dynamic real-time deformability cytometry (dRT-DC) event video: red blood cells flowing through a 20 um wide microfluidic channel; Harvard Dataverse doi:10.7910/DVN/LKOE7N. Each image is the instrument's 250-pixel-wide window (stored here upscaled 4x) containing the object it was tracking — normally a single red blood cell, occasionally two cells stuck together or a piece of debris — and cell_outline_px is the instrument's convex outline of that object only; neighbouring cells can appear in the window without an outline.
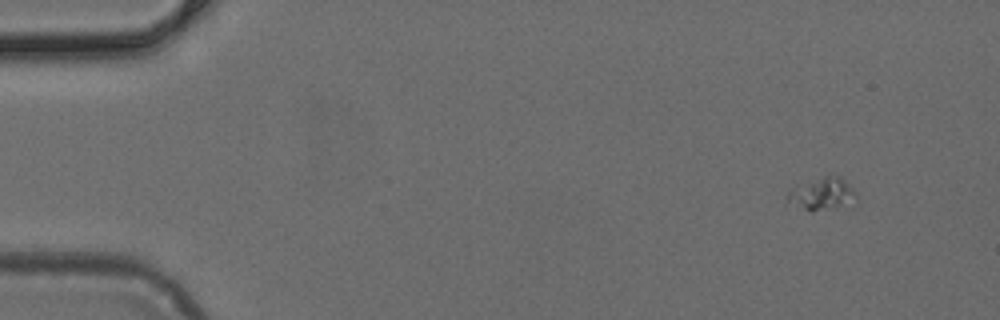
{"species": "common noctule bat (a hibernating species)", "species_latin": "Nyctalus noctula", "temperature_condition": "cold", "stored_images_in_passage": 4, "camera_frame_rate_fps": 3000, "um_per_image_px": 0.085, "animal": {"sex": "female", "body_mass_g": 24.6, "forearm_length_mm": 56.2}, "frame": {"image": 1, "passage_image": 1, "time_ms": 0.0, "image_size_px": [1000, 320], "cell_outline_px": [[852, 192], [836, 208], [812, 212], [808, 212], [788, 200], [788, 192], [792, 188], [824, 176], [840, 176], [852, 188]], "centroid_in_image_um": [69.74, 16.47], "position_along_channel_um": 15.3, "area_um2": 11.73}}